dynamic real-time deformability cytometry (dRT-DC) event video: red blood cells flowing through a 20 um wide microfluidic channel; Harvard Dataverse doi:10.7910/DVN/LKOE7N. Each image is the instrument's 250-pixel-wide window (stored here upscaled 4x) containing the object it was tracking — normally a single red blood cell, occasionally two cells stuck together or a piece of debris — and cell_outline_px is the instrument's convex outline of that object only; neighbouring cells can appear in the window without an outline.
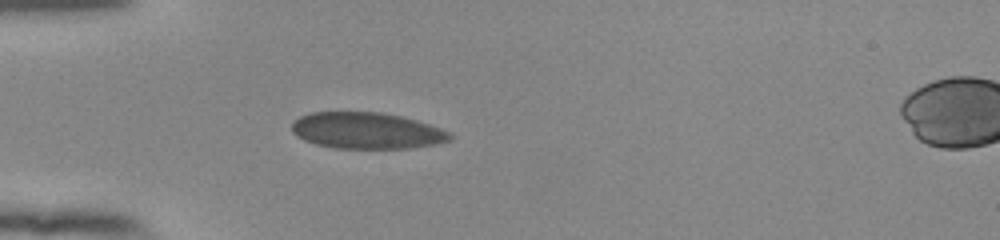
{"species": "human", "species_latin": "Homo sapiens", "temperature_condition": "room temperature", "stored_images_in_passage": 38, "camera_frame_rate_fps": 3000, "um_per_image_px": 0.085, "donor": {"sex": "female"}, "frame": {"image": 1, "passage_image": 1, "time_ms": 0.0, "image_size_px": [1000, 240], "cell_outline_px": [[452, 140], [432, 144], [408, 148], [336, 148], [316, 144], [304, 140], [296, 136], [292, 132], [292, 120], [300, 116], [312, 112], [380, 112], [400, 116], [416, 120], [440, 128], [448, 132], [452, 136]], "centroid_in_image_um": [31.12, 11.1], "position_along_channel_um": 53.9, "area_um2": 33.35}}
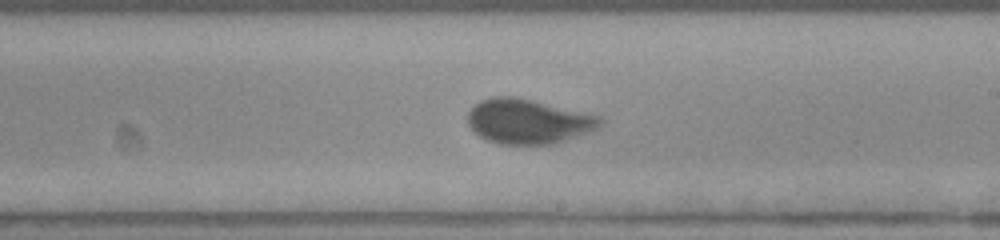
{"frame": {"image": 2, "passage_image": 17, "time_ms": 5.333, "image_size_px": [1000, 240], "cell_outline_px": [[604, 124], [600, 128], [556, 144], [496, 144], [480, 136], [468, 124], [468, 112], [480, 100], [492, 96], [512, 96], [532, 100], [600, 116], [604, 120]], "centroid_in_image_um": [44.93, 10.32], "position_along_channel_um": 244.1, "area_um2": 34.56}}
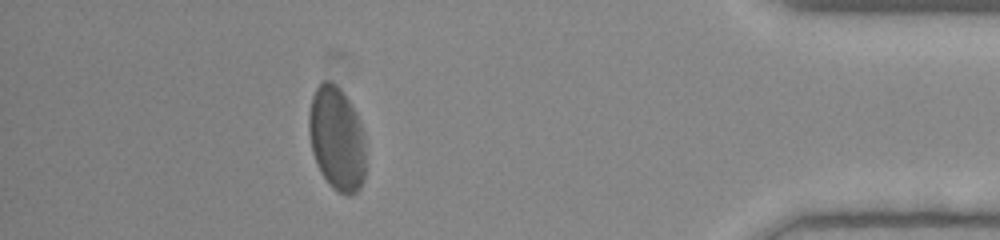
{"frame": {"image": 3, "passage_image": 33, "time_ms": 10.667, "image_size_px": [1000, 240], "cell_outline_px": [[364, 180], [360, 188], [356, 192], [348, 196], [336, 192], [328, 184], [320, 172], [316, 164], [312, 152], [308, 132], [308, 116], [312, 96], [316, 88], [324, 80], [328, 80], [336, 84], [340, 88], [356, 112], [364, 132]], "centroid_in_image_um": [28.61, 11.81], "position_along_channel_um": 406.6, "area_um2": 34.8}, "authors_computed_cell_mechanics": {"area_um2": 34.7378, "velocity_mm_per_s": 3.8165, "shape_relaxation_time_tau1_ms": 3.5021, "shape_relaxation_time_tau2_ms": null, "deformation_change_tau1": 0.1345, "deformation_change_tau2": null}}